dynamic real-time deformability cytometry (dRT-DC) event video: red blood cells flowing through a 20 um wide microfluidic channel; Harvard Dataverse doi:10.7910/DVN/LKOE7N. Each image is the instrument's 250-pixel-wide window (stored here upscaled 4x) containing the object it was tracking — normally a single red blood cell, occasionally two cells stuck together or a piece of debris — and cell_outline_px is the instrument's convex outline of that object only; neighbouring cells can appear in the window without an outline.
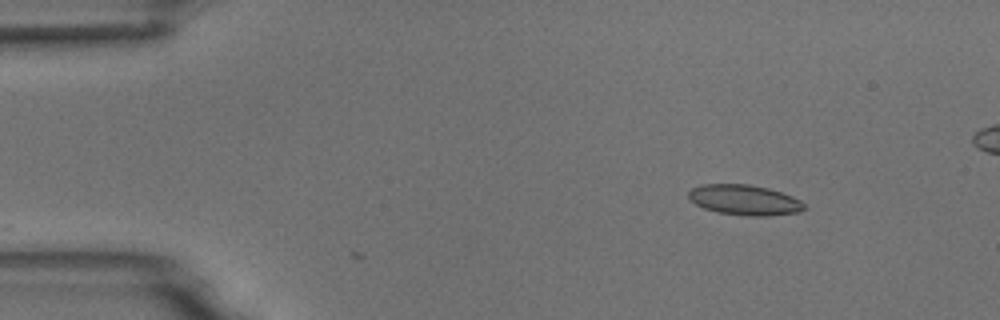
{"species": "common noctule bat (a hibernating species)", "species_latin": "Nyctalus noctula", "temperature_condition": "room temperature", "stored_images_in_passage": 2, "camera_frame_rate_fps": 3000, "um_per_image_px": 0.085, "animal": {"sex": "male", "body_mass_g": 18.8}, "frame": {"image": 1, "passage_image": 2, "time_ms": 0.333, "image_size_px": [1000, 320], "cell_outline_px": [[808, 208], [800, 212], [768, 216], [744, 216], [720, 212], [704, 208], [696, 204], [688, 196], [688, 192], [692, 188], [700, 184], [748, 184], [768, 188], [792, 196], [800, 200]], "centroid_in_image_um": [63.31, 17.0], "position_along_channel_um": 21.7, "area_um2": 20.46}}